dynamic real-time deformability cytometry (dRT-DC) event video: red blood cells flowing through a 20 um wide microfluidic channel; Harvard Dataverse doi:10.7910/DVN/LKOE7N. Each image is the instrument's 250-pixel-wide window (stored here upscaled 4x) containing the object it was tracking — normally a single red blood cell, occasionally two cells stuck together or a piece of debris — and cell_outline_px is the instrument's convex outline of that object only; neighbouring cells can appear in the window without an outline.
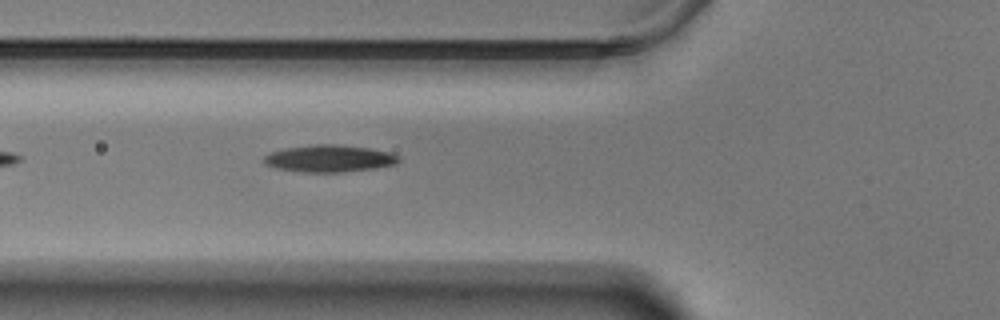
{"species": "Egyptian fruit bat (a non-hibernating species)", "species_latin": "Rousettus aegyptiacus", "temperature_condition": "warm", "stored_images_in_passage": 39, "camera_frame_rate_fps": 3000, "um_per_image_px": 0.085, "animal": {"sex": "male"}, "frame": {"image": 1, "passage_image": 5, "time_ms": 1.333, "image_size_px": [1000, 320], "cell_outline_px": [[400, 160], [396, 164], [372, 168], [336, 172], [304, 172], [276, 168], [264, 164], [260, 160], [268, 152], [284, 148], [316, 144], [336, 144], [368, 148], [392, 152], [400, 156]], "centroid_in_image_um": [27.94, 13.46], "position_along_channel_um": 97.9, "area_um2": 21.33}}
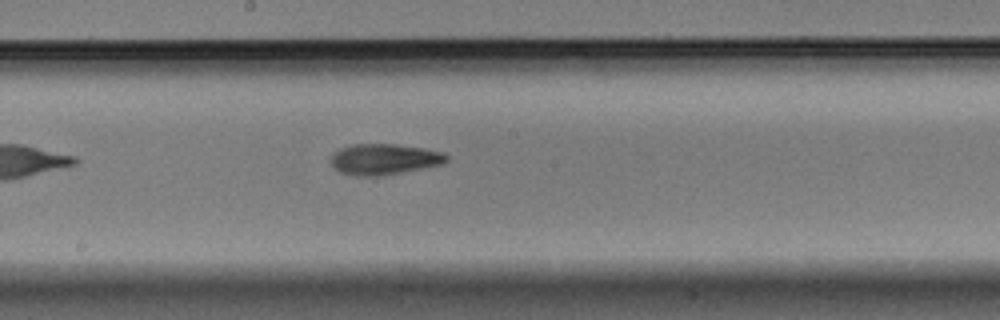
{"frame": {"image": 2, "passage_image": 15, "time_ms": 4.667, "image_size_px": [1000, 320], "cell_outline_px": [[448, 160], [444, 164], [400, 172], [376, 176], [356, 176], [340, 172], [332, 168], [332, 156], [340, 148], [352, 144], [396, 144], [424, 148], [444, 152], [448, 156]], "centroid_in_image_um": [32.67, 13.53], "position_along_channel_um": 215.5, "area_um2": 20.75}}
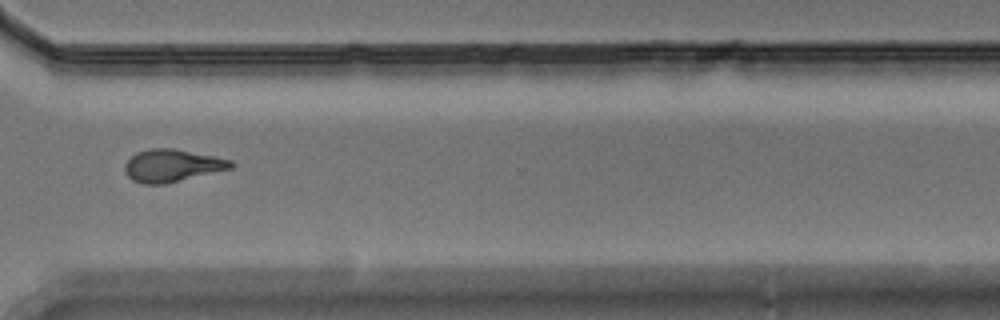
{"frame": {"image": 3, "passage_image": 27, "time_ms": 8.667, "image_size_px": [1000, 320], "cell_outline_px": [[236, 164], [232, 168], [164, 184], [144, 184], [132, 180], [124, 172], [124, 164], [136, 152], [152, 148], [176, 148], [232, 160]], "centroid_in_image_um": [14.62, 14.07], "position_along_channel_um": 356.0, "area_um2": 20.11}}